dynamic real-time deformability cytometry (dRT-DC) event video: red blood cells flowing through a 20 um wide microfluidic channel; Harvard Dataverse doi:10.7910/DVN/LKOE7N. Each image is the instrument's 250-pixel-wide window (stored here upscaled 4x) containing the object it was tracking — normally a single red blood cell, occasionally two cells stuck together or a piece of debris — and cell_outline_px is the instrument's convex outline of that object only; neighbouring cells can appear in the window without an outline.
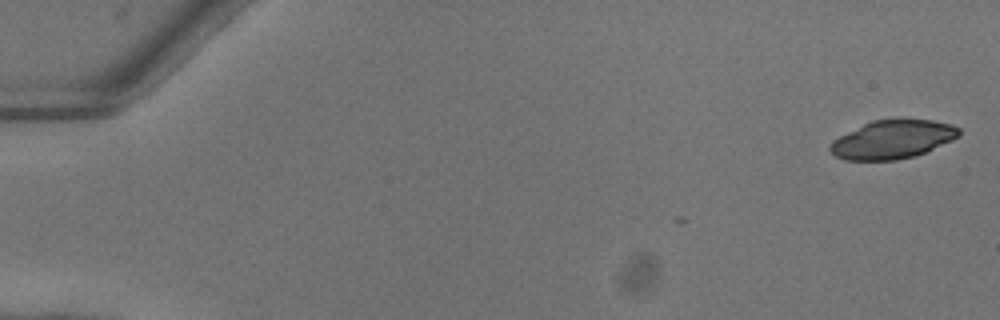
{"species": "common noctule bat (a hibernating species)", "species_latin": "Nyctalus noctula", "temperature_condition": "warm", "stored_images_in_passage": 3, "camera_frame_rate_fps": 3000, "um_per_image_px": 0.085, "animal": {"sex": "female"}, "frame": {"image": 1, "passage_image": 1, "time_ms": 0.0, "image_size_px": [1000, 320], "cell_outline_px": [[960, 136], [952, 140], [924, 152], [912, 156], [896, 160], [844, 160], [836, 156], [828, 148], [832, 140], [872, 120], [896, 116], [932, 120], [952, 124], [960, 128]], "centroid_in_image_um": [75.89, 11.81], "position_along_channel_um": 9.1, "area_um2": 29.36}}